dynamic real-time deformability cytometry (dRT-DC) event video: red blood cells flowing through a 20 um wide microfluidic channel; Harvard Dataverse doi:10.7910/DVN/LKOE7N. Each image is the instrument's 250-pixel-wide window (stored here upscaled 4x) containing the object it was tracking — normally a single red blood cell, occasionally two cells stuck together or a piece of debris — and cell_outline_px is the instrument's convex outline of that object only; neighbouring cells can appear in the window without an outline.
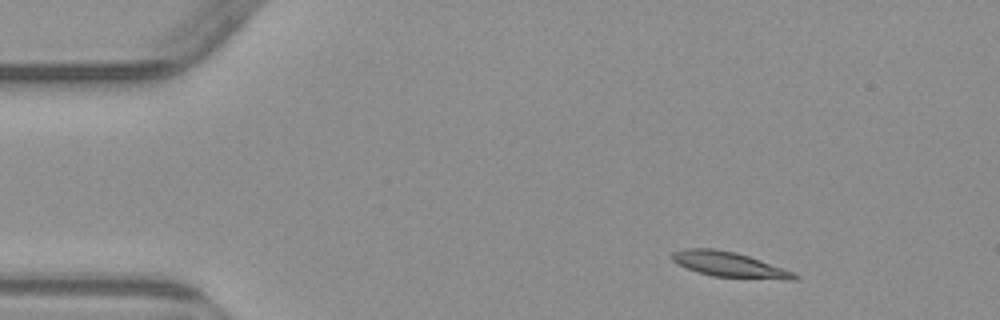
{"species": "common noctule bat (a hibernating species)", "species_latin": "Nyctalus noctula", "temperature_condition": "warm", "stored_images_in_passage": 4, "camera_frame_rate_fps": 3000, "um_per_image_px": 0.085, "animal": {"sex": "male", "body_mass_g": 23.1, "forearm_length_mm": 52.7}, "frame": {"image": 1, "passage_image": 1, "time_ms": 0.0, "image_size_px": [1000, 320], "cell_outline_px": [[800, 276], [796, 280], [784, 280], [712, 276], [688, 268], [672, 260], [672, 252], [684, 248], [712, 248], [736, 252], [796, 272]], "centroid_in_image_um": [62.06, 22.49], "position_along_channel_um": 22.9, "area_um2": 17.92}}
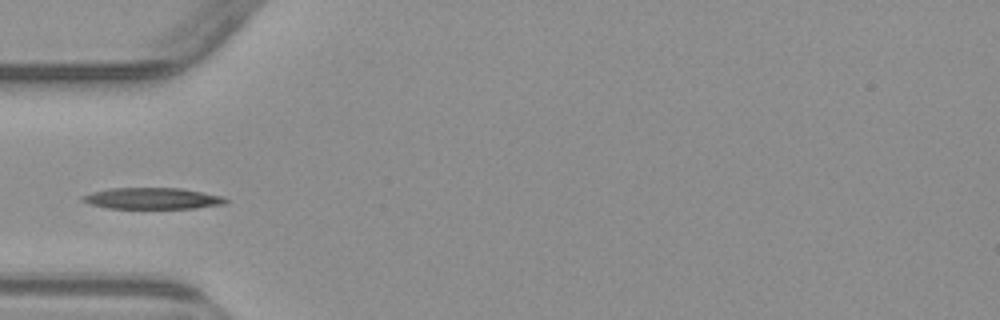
{"frame": {"image": 2, "passage_image": 3, "time_ms": 3.333, "image_size_px": [1000, 320], "cell_outline_px": [[228, 200], [224, 204], [192, 208], [108, 208], [92, 204], [80, 200], [80, 196], [92, 192], [112, 188], [180, 188], [224, 196]], "centroid_in_image_um": [12.94, 16.86], "position_along_channel_um": 72.1, "area_um2": 17.63}}
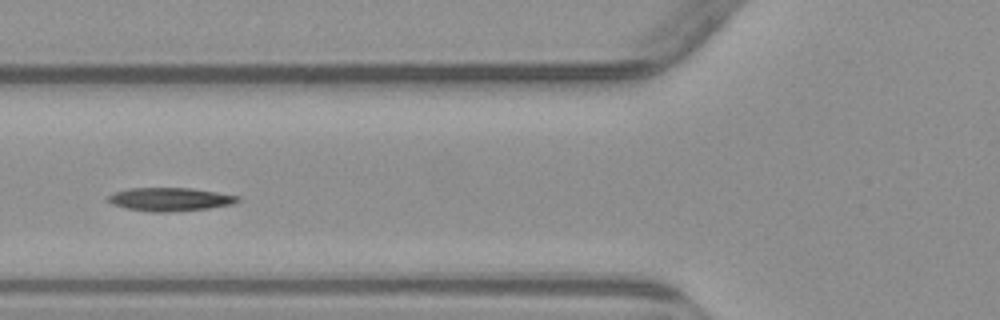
{"frame": {"image": 3, "passage_image": 4, "time_ms": 4.333, "image_size_px": [1000, 320], "cell_outline_px": [[240, 200], [236, 204], [208, 208], [172, 212], [152, 212], [124, 208], [112, 204], [104, 200], [112, 192], [128, 188], [192, 188], [240, 196]], "centroid_in_image_um": [14.42, 16.94], "position_along_channel_um": 111.4, "area_um2": 17.98}}